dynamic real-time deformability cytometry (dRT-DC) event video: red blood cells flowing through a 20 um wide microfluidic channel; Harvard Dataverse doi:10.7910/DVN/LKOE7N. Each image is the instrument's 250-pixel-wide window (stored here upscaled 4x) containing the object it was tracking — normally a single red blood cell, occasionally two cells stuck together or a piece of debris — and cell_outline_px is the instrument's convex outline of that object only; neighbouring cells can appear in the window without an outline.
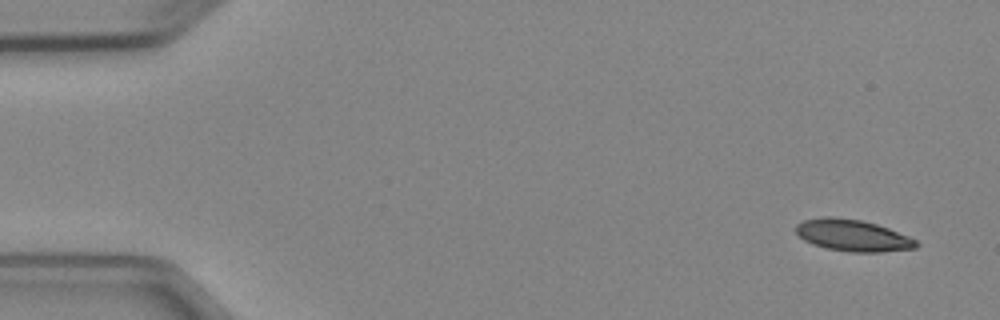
{"species": "Egyptian fruit bat (a non-hibernating species)", "species_latin": "Rousettus aegyptiacus", "temperature_condition": "cold", "stored_images_in_passage": 5, "camera_frame_rate_fps": 3000, "um_per_image_px": 0.085, "animal": {"sex": "female"}, "frame": {"image": 1, "passage_image": 1, "time_ms": 0.0, "image_size_px": [1000, 320], "cell_outline_px": [[920, 244], [916, 248], [880, 252], [848, 252], [828, 248], [812, 244], [804, 240], [796, 232], [796, 224], [804, 220], [824, 216], [832, 216], [860, 220], [876, 224], [888, 228], [908, 236], [916, 240]], "centroid_in_image_um": [72.48, 20.01], "position_along_channel_um": 12.5, "area_um2": 22.14}}
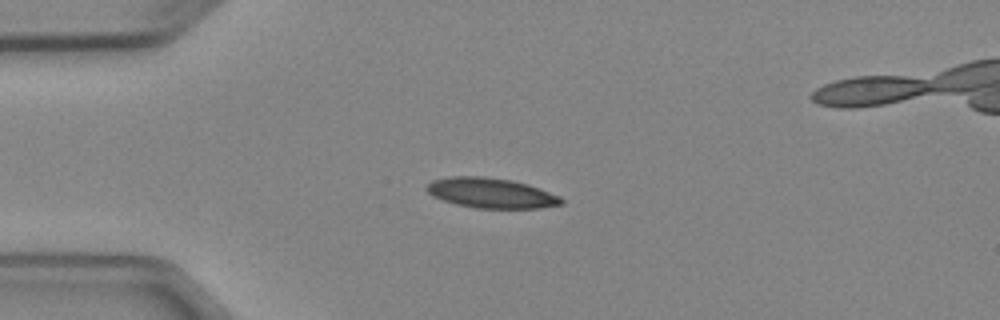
{"frame": {"image": 2, "passage_image": 4, "time_ms": 3.333, "image_size_px": [1000, 320], "cell_outline_px": [[564, 204], [540, 208], [476, 208], [456, 204], [432, 196], [424, 188], [432, 180], [448, 176], [484, 176], [512, 180], [528, 184], [560, 196], [564, 200]], "centroid_in_image_um": [41.74, 16.4], "position_along_channel_um": 43.3, "area_um2": 23.76}}